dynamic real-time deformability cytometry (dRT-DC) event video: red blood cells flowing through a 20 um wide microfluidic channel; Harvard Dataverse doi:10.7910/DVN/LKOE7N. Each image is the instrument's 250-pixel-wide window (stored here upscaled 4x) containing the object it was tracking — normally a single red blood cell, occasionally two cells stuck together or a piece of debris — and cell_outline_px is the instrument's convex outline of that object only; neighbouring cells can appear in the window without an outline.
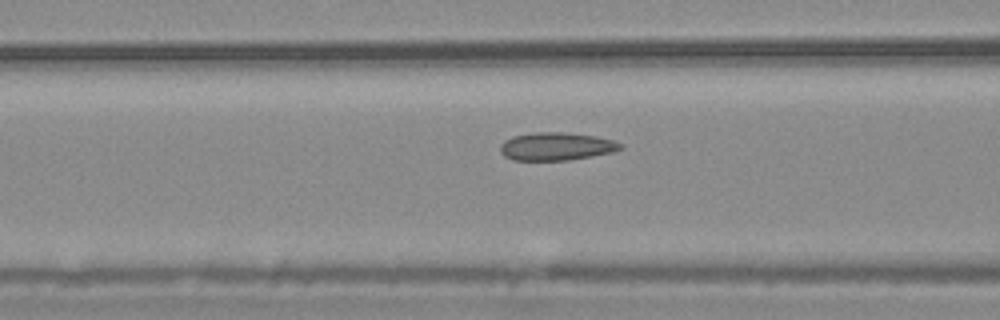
{"species": "common noctule bat (a hibernating species)", "species_latin": "Nyctalus noctula", "temperature_condition": "warm", "stored_images_in_passage": 40, "camera_frame_rate_fps": 3000, "um_per_image_px": 0.085, "animal": {"sex": "male", "body_mass_g": 20.4}, "frame": {"image": 1, "passage_image": 12, "time_ms": 3.667, "image_size_px": [1000, 320], "cell_outline_px": [[624, 148], [612, 152], [568, 160], [512, 160], [504, 156], [500, 152], [500, 144], [504, 140], [512, 136], [536, 132], [564, 132], [596, 136], [612, 140], [624, 144]], "centroid_in_image_um": [47.27, 12.44], "position_along_channel_um": 119.3, "area_um2": 19.65}}
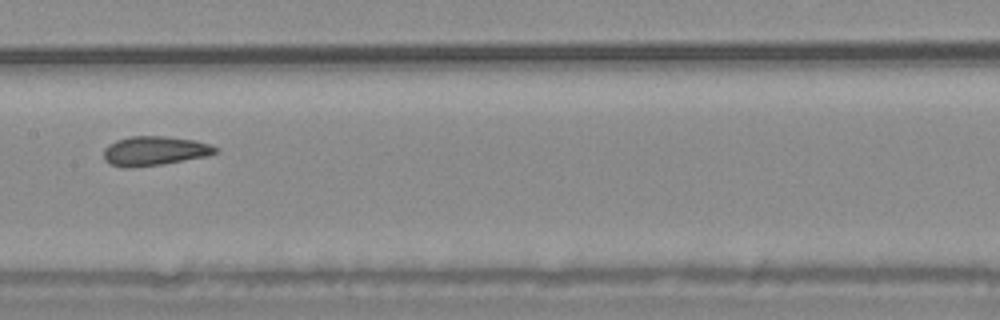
{"frame": {"image": 2, "passage_image": 18, "time_ms": 5.667, "image_size_px": [1000, 320], "cell_outline_px": [[220, 152], [208, 156], [164, 164], [132, 168], [120, 168], [108, 164], [104, 160], [104, 148], [108, 144], [116, 140], [132, 136], [164, 136], [196, 140], [212, 144], [220, 148]], "centroid_in_image_um": [13.16, 12.84], "position_along_channel_um": 194.2, "area_um2": 19.65}}
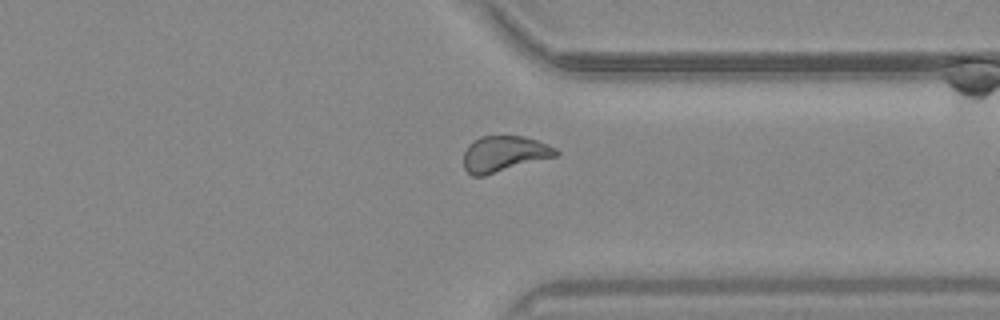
{"frame": {"image": 3, "passage_image": 32, "time_ms": 10.333, "image_size_px": [1000, 320], "cell_outline_px": [[560, 156], [484, 176], [472, 176], [464, 168], [464, 152], [468, 144], [480, 136], [524, 136], [536, 140], [556, 148], [560, 152]], "centroid_in_image_um": [42.88, 13.09], "position_along_channel_um": 368.5, "area_um2": 19.59}, "authors_computed_cell_mechanics": {"area_um2": 19.2185, "velocity_mm_per_s": 3.7434, "shape_relaxation_time_tau1_ms": null, "shape_relaxation_time_tau2_ms": 1.5718, "deformation_change_tau1": null, "deformation_change_tau2": 0.0526}}